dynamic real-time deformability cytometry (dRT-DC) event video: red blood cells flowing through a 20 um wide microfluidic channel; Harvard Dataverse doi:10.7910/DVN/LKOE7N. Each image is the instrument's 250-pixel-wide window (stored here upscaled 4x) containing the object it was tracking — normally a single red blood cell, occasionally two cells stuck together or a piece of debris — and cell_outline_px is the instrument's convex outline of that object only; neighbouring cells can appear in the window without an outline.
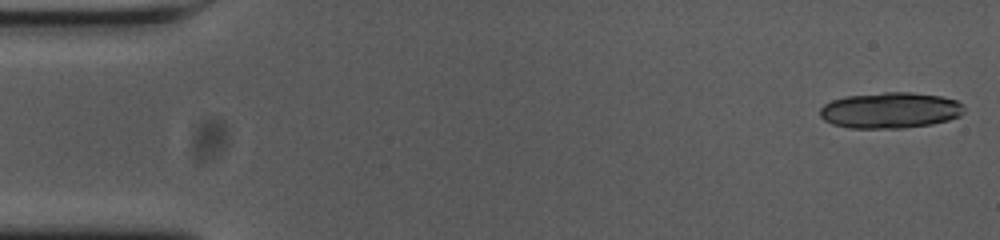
{"species": "common noctule bat (a hibernating species)", "species_latin": "Nyctalus noctula", "temperature_condition": "cold", "stored_images_in_passage": 17, "camera_frame_rate_fps": 3000, "um_per_image_px": 0.085, "animal": {"sex": "female", "body_mass_g": 23.0, "forearm_length_mm": 53.4}, "frame": {"image": 1, "passage_image": 1, "time_ms": 0.0, "image_size_px": [1000, 240], "cell_outline_px": [[964, 112], [960, 116], [948, 120], [932, 124], [904, 128], [852, 128], [832, 124], [824, 120], [820, 116], [820, 108], [824, 104], [832, 100], [844, 96], [884, 92], [908, 92], [940, 96], [956, 100], [964, 104]], "centroid_in_image_um": [75.67, 9.37], "position_along_channel_um": 9.3, "area_um2": 30.35}}